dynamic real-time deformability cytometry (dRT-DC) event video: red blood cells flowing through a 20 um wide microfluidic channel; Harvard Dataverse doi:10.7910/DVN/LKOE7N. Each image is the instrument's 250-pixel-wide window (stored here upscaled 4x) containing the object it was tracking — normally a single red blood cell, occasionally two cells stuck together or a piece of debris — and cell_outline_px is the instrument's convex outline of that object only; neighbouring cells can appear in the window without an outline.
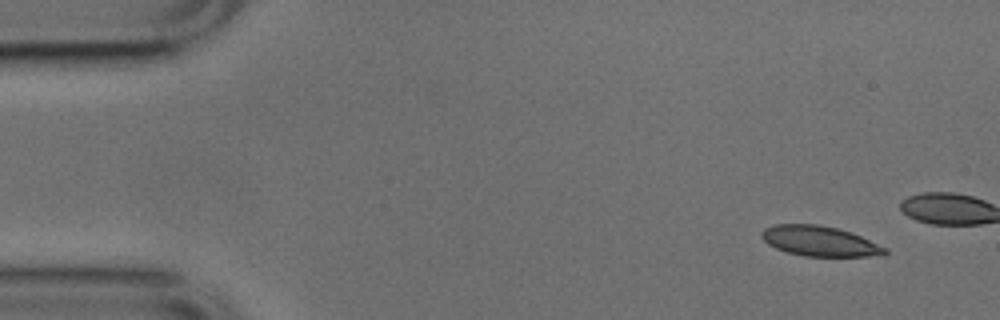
{"species": "common noctule bat (a hibernating species)", "species_latin": "Nyctalus noctula", "temperature_condition": "cold", "stored_images_in_passage": 13, "camera_frame_rate_fps": 3000, "um_per_image_px": 0.085, "animal": {"sex": "male", "body_mass_g": 17.9, "forearm_length_mm": 54.2}, "frame": {"image": 1, "passage_image": 3, "time_ms": 0.667, "image_size_px": [1000, 320], "cell_outline_px": [[888, 252], [884, 256], [804, 256], [788, 252], [776, 248], [768, 244], [760, 236], [760, 232], [764, 228], [776, 224], [816, 224], [836, 228], [860, 236], [888, 248]], "centroid_in_image_um": [69.67, 20.5], "position_along_channel_um": 15.3, "area_um2": 21.62}}